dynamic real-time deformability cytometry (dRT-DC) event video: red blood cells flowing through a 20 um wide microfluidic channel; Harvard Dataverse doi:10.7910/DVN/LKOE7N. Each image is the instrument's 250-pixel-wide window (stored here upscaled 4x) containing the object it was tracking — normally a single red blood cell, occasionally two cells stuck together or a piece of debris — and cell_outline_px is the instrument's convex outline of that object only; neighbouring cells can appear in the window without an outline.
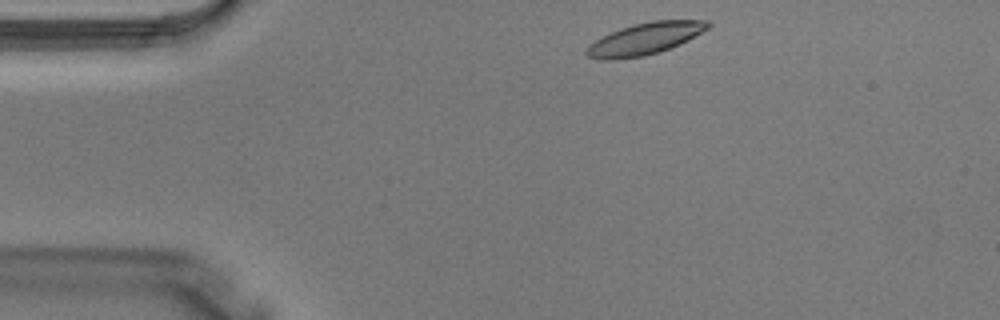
{"species": "Egyptian fruit bat (a non-hibernating species)", "species_latin": "Rousettus aegyptiacus", "temperature_condition": "warm", "stored_images_in_passage": 3, "segment_of_instrument_passage": [2, 2], "camera_frame_rate_fps": 3000, "um_per_image_px": 0.085, "animal": {"sex": "male"}, "frame": {"image": 1, "passage_image": 3, "time_ms": 0.667, "image_size_px": [1000, 320], "cell_outline_px": [[712, 24], [708, 28], [688, 40], [680, 44], [660, 52], [644, 56], [612, 60], [604, 60], [588, 56], [584, 52], [588, 44], [620, 28], [652, 20], [708, 20]], "centroid_in_image_um": [54.83, 3.3], "position_along_channel_um": 30.2, "area_um2": 22.43}}